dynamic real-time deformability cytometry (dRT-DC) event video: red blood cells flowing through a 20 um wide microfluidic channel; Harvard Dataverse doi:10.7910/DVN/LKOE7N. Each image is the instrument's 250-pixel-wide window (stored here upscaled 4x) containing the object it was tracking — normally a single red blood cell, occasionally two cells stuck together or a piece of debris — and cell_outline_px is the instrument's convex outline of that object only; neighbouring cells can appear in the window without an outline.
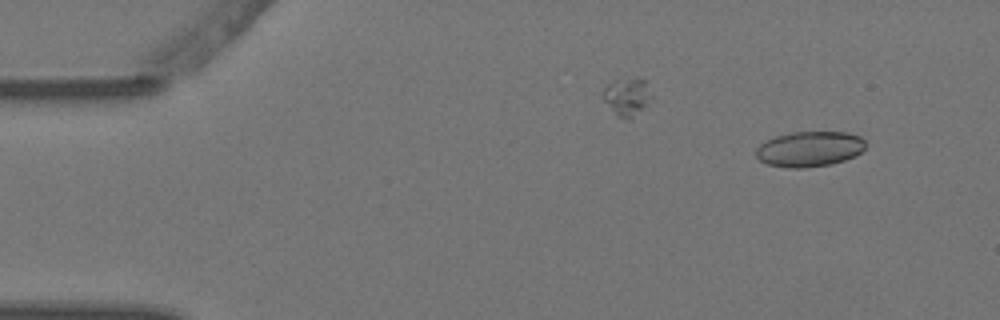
{"species": "Egyptian fruit bat (a non-hibernating species)", "species_latin": "Rousettus aegyptiacus", "temperature_condition": "warm", "stored_images_in_passage": 3, "segment_of_instrument_passage": [2, 2], "camera_frame_rate_fps": 3000, "um_per_image_px": 0.085, "animal": {"sex": "female"}, "frame": {"image": 1, "passage_image": 3, "time_ms": 0.667, "image_size_px": [1000, 320], "cell_outline_px": [[864, 148], [856, 156], [832, 164], [804, 168], [788, 168], [768, 164], [760, 160], [756, 156], [756, 148], [760, 144], [776, 136], [792, 132], [848, 132], [860, 136], [864, 140]], "centroid_in_image_um": [68.81, 12.67], "position_along_channel_um": 16.2, "area_um2": 22.54}}